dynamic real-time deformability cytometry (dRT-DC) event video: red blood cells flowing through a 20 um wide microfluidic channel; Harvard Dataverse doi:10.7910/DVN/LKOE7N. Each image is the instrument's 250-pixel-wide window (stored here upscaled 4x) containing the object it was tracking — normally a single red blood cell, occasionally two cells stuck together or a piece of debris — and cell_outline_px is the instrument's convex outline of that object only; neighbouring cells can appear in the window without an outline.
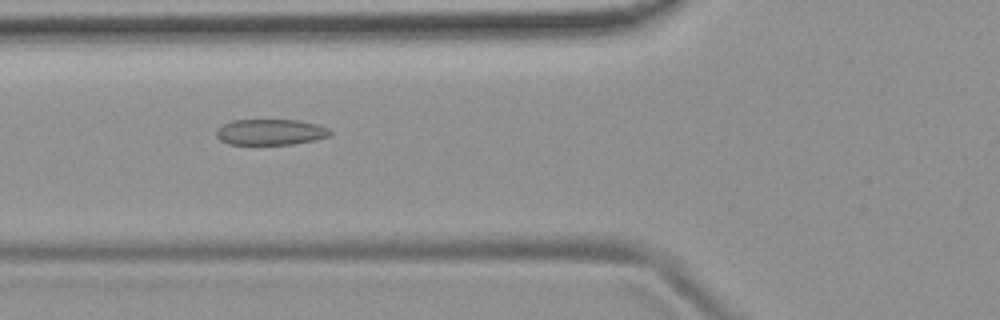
{"species": "common noctule bat (a hibernating species)", "species_latin": "Nyctalus noctula", "temperature_condition": "room temperature", "stored_images_in_passage": 54, "camera_frame_rate_fps": 3000, "um_per_image_px": 0.085, "animal": {"sex": "female", "body_mass_g": 19.9}, "frame": {"image": 1, "passage_image": 20, "time_ms": 6.333, "image_size_px": [1000, 320], "cell_outline_px": [[332, 132], [328, 136], [312, 140], [292, 144], [228, 144], [220, 140], [216, 136], [216, 128], [232, 120], [300, 120], [320, 124], [328, 128]], "centroid_in_image_um": [22.98, 11.21], "position_along_channel_um": 102.8, "area_um2": 17.17}}
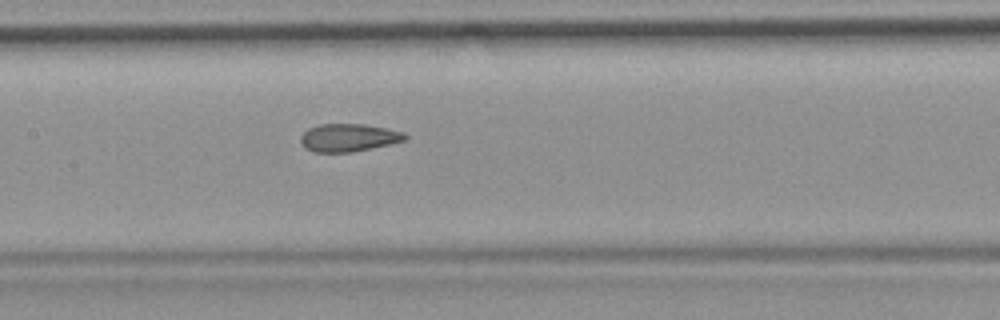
{"frame": {"image": 2, "passage_image": 26, "time_ms": 8.333, "image_size_px": [1000, 320], "cell_outline_px": [[408, 136], [404, 140], [372, 148], [352, 152], [312, 152], [300, 140], [300, 136], [308, 128], [320, 124], [364, 124], [404, 132]], "centroid_in_image_um": [29.62, 11.69], "position_along_channel_um": 177.8, "area_um2": 16.7}}
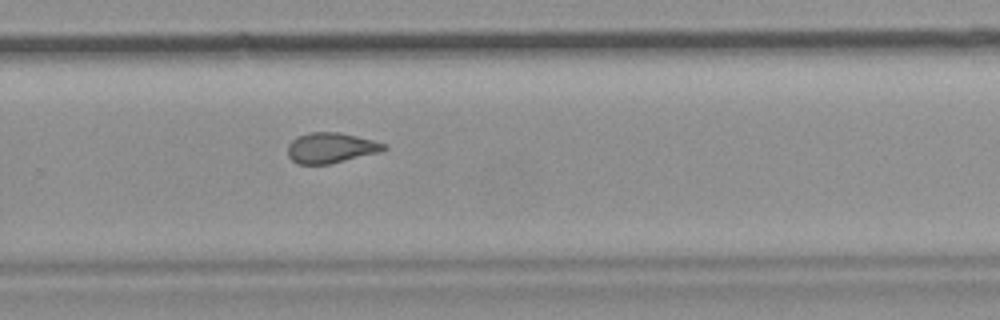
{"frame": {"image": 3, "passage_image": 36, "time_ms": 11.667, "image_size_px": [1000, 320], "cell_outline_px": [[388, 148], [380, 152], [328, 164], [296, 164], [288, 156], [288, 144], [296, 136], [312, 132], [340, 132], [388, 144]], "centroid_in_image_um": [28.12, 12.56], "position_along_channel_um": 301.7, "area_um2": 17.05}, "authors_computed_cell_mechanics": {"area_um2": 17.9469, "velocity_mm_per_s": 3.7363, "shape_relaxation_time_tau1_ms": null, "shape_relaxation_time_tau2_ms": 1.0672, "deformation_change_tau1": null, "deformation_change_tau2": 0.0697}}